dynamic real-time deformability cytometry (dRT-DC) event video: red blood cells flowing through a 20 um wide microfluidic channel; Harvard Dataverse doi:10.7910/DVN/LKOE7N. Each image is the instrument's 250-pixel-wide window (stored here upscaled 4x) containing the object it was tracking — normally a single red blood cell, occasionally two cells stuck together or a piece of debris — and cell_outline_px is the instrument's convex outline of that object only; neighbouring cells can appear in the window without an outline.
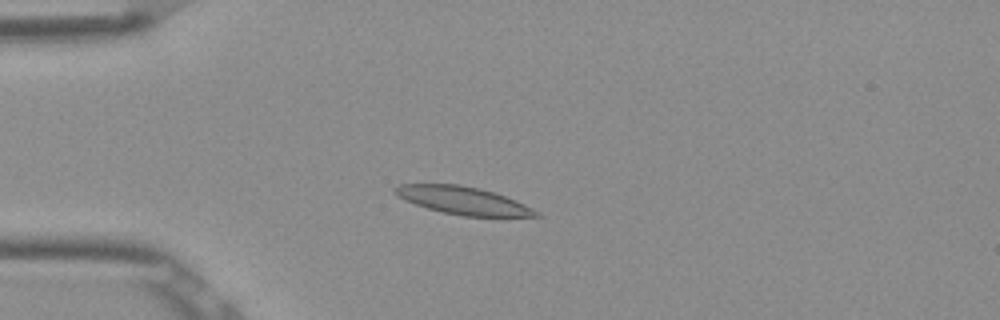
{"species": "Egyptian fruit bat (a non-hibernating species)", "species_latin": "Rousettus aegyptiacus", "temperature_condition": "room temperature", "stored_images_in_passage": 53, "camera_frame_rate_fps": 3000, "um_per_image_px": 0.085, "frame": {"image": 1, "passage_image": 14, "time_ms": 4.333, "image_size_px": [1000, 320], "cell_outline_px": [[544, 216], [464, 216], [444, 212], [428, 208], [404, 200], [396, 196], [392, 192], [392, 188], [400, 184], [460, 184], [480, 188], [516, 200], [540, 212]], "centroid_in_image_um": [39.33, 17.03], "position_along_channel_um": 45.7, "area_um2": 22.72}}
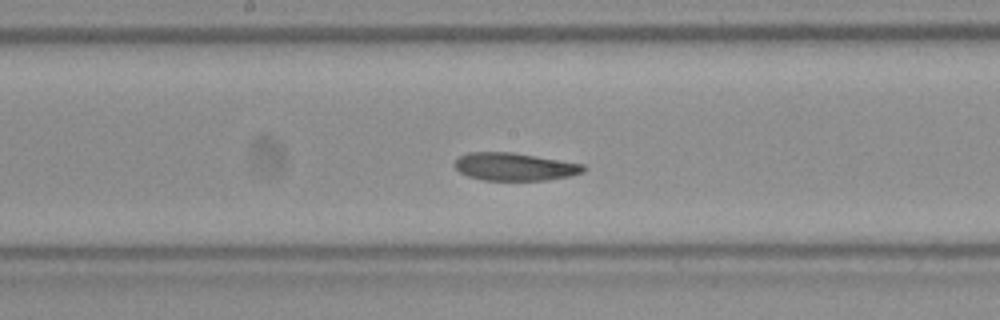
{"frame": {"image": 2, "passage_image": 28, "time_ms": 9.0, "image_size_px": [1000, 320], "cell_outline_px": [[588, 168], [584, 172], [568, 176], [548, 180], [484, 180], [468, 176], [460, 172], [452, 164], [460, 156], [468, 152], [512, 152], [584, 164]], "centroid_in_image_um": [43.75, 14.17], "position_along_channel_um": 204.5, "area_um2": 20.87}}
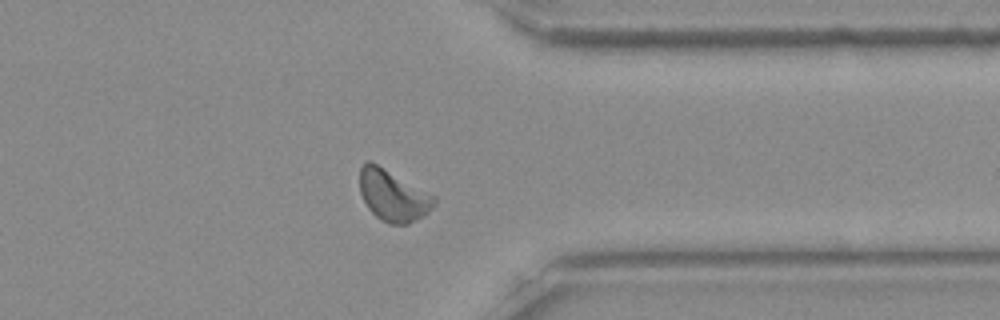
{"frame": {"image": 3, "passage_image": 42, "time_ms": 13.667, "image_size_px": [1000, 320], "cell_outline_px": [[436, 204], [428, 212], [408, 224], [388, 224], [380, 220], [368, 208], [360, 192], [360, 168], [368, 160], [376, 164], [436, 196]], "centroid_in_image_um": [33.41, 16.64], "position_along_channel_um": 378.0, "area_um2": 21.96}, "authors_computed_cell_mechanics": {"area_um2": 21.5594, "velocity_mm_per_s": 3.8426, "shape_relaxation_time_tau1_ms": 5.1261, "shape_relaxation_time_tau2_ms": 2.4223, "deformation_change_tau1": 0.1562, "deformation_change_tau2": 0.0907}}